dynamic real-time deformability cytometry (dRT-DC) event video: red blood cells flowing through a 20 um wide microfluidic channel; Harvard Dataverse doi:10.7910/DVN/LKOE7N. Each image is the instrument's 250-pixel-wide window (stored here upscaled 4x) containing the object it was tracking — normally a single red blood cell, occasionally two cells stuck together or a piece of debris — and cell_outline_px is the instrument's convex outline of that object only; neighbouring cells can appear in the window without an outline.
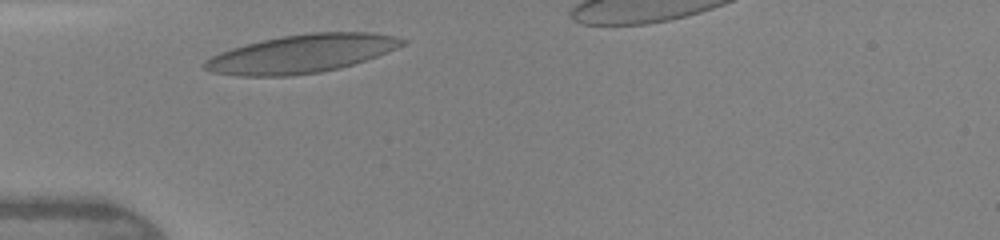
{"species": "human", "species_latin": "Homo sapiens", "temperature_condition": "warm", "stored_images_in_passage": 25, "camera_frame_rate_fps": 3000, "um_per_image_px": 0.085, "donor": {"sex": "female"}, "frame": {"image": 1, "passage_image": 1, "time_ms": 0.0, "image_size_px": [1000, 240], "cell_outline_px": [[408, 40], [404, 44], [388, 52], [340, 68], [320, 72], [292, 76], [236, 76], [212, 72], [204, 68], [204, 60], [220, 52], [232, 48], [264, 40], [284, 36], [312, 32], [372, 32], [396, 36]], "centroid_in_image_um": [25.65, 4.57], "position_along_channel_um": 59.4, "area_um2": 43.87}}
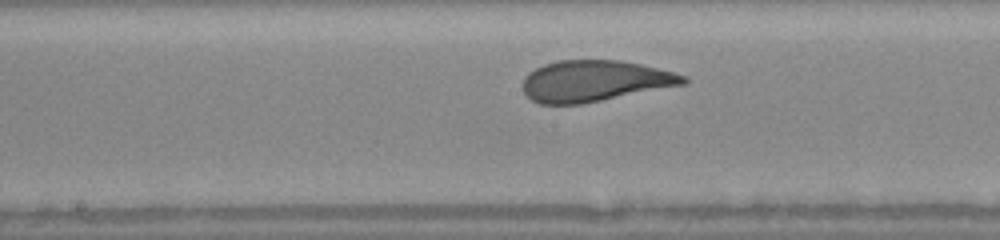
{"frame": {"image": 2, "passage_image": 11, "time_ms": 3.333, "image_size_px": [1000, 240], "cell_outline_px": [[688, 84], [580, 104], [540, 104], [532, 100], [520, 88], [524, 76], [528, 72], [544, 64], [556, 60], [620, 60], [640, 64], [676, 72], [688, 76]], "centroid_in_image_um": [50.55, 6.88], "position_along_channel_um": 197.7, "area_um2": 38.9}}
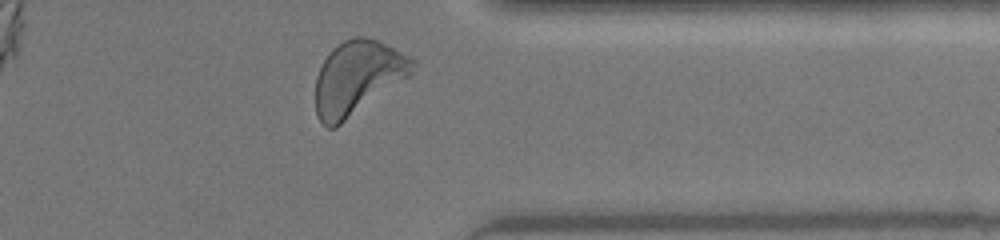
{"frame": {"image": 3, "passage_image": 24, "time_ms": 7.667, "image_size_px": [1000, 240], "cell_outline_px": [[416, 64], [408, 76], [336, 128], [328, 128], [316, 116], [316, 76], [324, 60], [332, 48], [344, 40], [352, 36], [364, 36], [376, 40], [416, 60]], "centroid_in_image_um": [30.35, 6.6], "position_along_channel_um": 381.0, "area_um2": 41.15}, "authors_computed_cell_mechanics": {"area_um2": 39.2462, "velocity_mm_per_s": 4.3272, "shape_relaxation_time_tau1_ms": 4.4022, "shape_relaxation_time_tau2_ms": null, "deformation_change_tau1": 0.1935, "deformation_change_tau2": null}}